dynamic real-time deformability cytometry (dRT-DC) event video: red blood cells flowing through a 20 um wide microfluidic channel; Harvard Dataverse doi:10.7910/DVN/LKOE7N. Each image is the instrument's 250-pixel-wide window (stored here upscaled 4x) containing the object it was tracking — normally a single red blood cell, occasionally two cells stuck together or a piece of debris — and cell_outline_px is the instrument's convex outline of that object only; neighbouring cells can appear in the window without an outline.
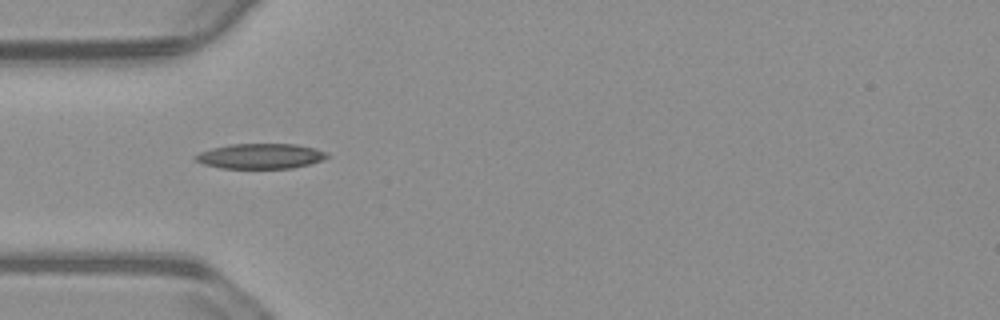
{"species": "common noctule bat (a hibernating species)", "species_latin": "Nyctalus noctula", "temperature_condition": "warm", "stored_images_in_passage": 39, "camera_frame_rate_fps": 3000, "um_per_image_px": 0.085, "animal": {"sex": "male", "body_mass_g": 23.1, "forearm_length_mm": 52.7}, "frame": {"image": 1, "passage_image": 1, "time_ms": 0.0, "image_size_px": [1000, 320], "cell_outline_px": [[328, 156], [320, 160], [308, 164], [292, 168], [220, 168], [204, 164], [196, 160], [192, 156], [200, 152], [212, 148], [228, 144], [296, 144], [316, 148], [324, 152]], "centroid_in_image_um": [22.09, 13.26], "position_along_channel_um": 62.9, "area_um2": 19.13}}
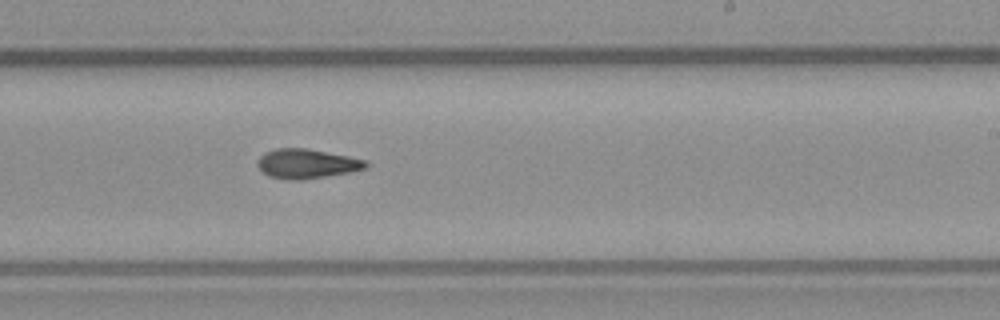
{"frame": {"image": 2, "passage_image": 17, "time_ms": 5.333, "image_size_px": [1000, 320], "cell_outline_px": [[368, 168], [348, 172], [300, 180], [288, 180], [268, 176], [256, 164], [260, 156], [264, 152], [276, 148], [308, 148], [368, 160]], "centroid_in_image_um": [26.07, 13.9], "position_along_channel_um": 262.9, "area_um2": 18.61}}
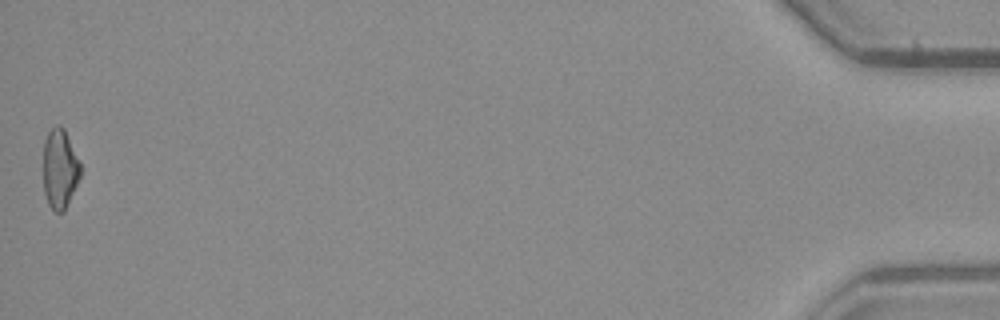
{"frame": {"image": 3, "passage_image": 39, "time_ms": 12.667, "image_size_px": [1000, 320], "cell_outline_px": [[80, 176], [64, 212], [52, 212], [48, 204], [44, 192], [44, 140], [48, 132], [52, 128], [60, 124], [64, 128], [80, 160]], "centroid_in_image_um": [5.08, 14.35], "position_along_channel_um": 430.1, "area_um2": 17.28}, "authors_computed_cell_mechanics": {"area_um2": 17.9758, "velocity_mm_per_s": 3.7469, "shape_relaxation_time_tau1_ms": null, "shape_relaxation_time_tau2_ms": 9.3699, "deformation_change_tau1": null, "deformation_change_tau2": 0.1956}}